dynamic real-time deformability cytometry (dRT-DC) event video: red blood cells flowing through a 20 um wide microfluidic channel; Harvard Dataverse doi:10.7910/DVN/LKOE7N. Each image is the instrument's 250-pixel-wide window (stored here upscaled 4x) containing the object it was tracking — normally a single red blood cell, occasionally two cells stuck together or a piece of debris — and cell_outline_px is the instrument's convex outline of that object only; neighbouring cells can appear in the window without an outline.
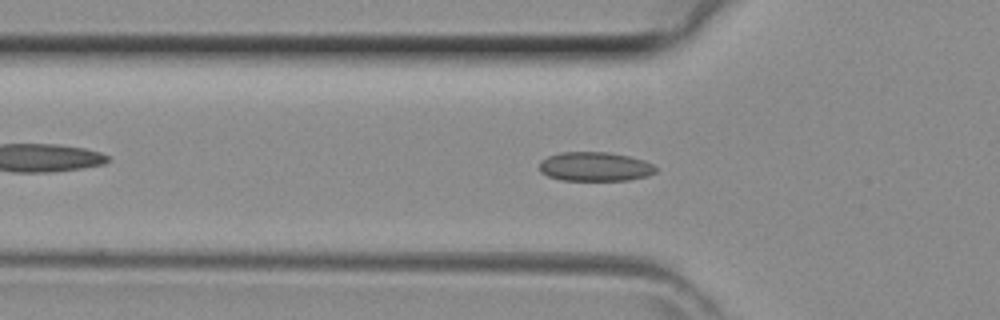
{"species": "common noctule bat (a hibernating species)", "species_latin": "Nyctalus noctula", "temperature_condition": "room temperature", "stored_images_in_passage": 40, "camera_frame_rate_fps": 3000, "um_per_image_px": 0.085, "animal": {"sex": "female", "body_mass_g": 29.2, "forearm_length_mm": 56.3}, "frame": {"image": 1, "passage_image": 10, "time_ms": 3.0, "image_size_px": [1000, 320], "cell_outline_px": [[656, 172], [648, 176], [628, 180], [560, 180], [548, 176], [540, 172], [540, 160], [548, 156], [560, 152], [608, 152], [628, 156], [644, 160], [652, 164], [656, 168]], "centroid_in_image_um": [50.56, 14.16], "position_along_channel_um": 75.2, "area_um2": 19.83}}
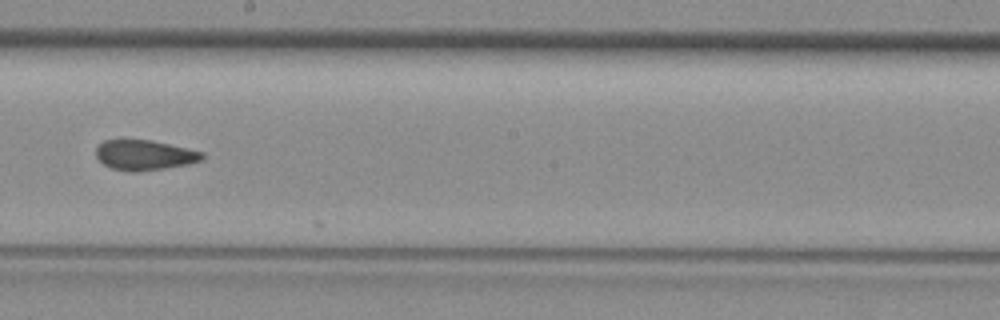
{"frame": {"image": 2, "passage_image": 20, "time_ms": 6.333, "image_size_px": [1000, 320], "cell_outline_px": [[204, 156], [200, 160], [188, 164], [164, 168], [132, 172], [112, 168], [104, 164], [96, 156], [96, 148], [104, 140], [152, 140], [188, 148], [204, 152]], "centroid_in_image_um": [12.29, 13.17], "position_along_channel_um": 235.9, "area_um2": 18.44}}
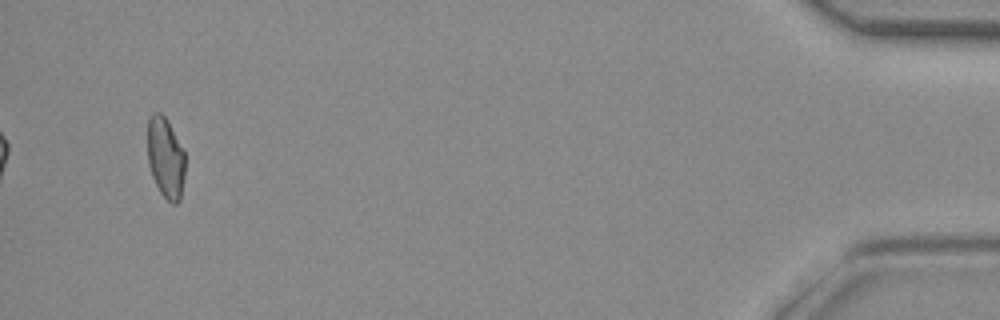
{"frame": {"image": 3, "passage_image": 37, "time_ms": 12.0, "image_size_px": [1000, 320], "cell_outline_px": [[184, 176], [180, 200], [176, 204], [172, 204], [160, 192], [152, 176], [148, 164], [148, 116], [152, 112], [160, 112], [164, 116], [184, 152]], "centroid_in_image_um": [14.05, 13.42], "position_along_channel_um": 421.1, "area_um2": 17.46}}